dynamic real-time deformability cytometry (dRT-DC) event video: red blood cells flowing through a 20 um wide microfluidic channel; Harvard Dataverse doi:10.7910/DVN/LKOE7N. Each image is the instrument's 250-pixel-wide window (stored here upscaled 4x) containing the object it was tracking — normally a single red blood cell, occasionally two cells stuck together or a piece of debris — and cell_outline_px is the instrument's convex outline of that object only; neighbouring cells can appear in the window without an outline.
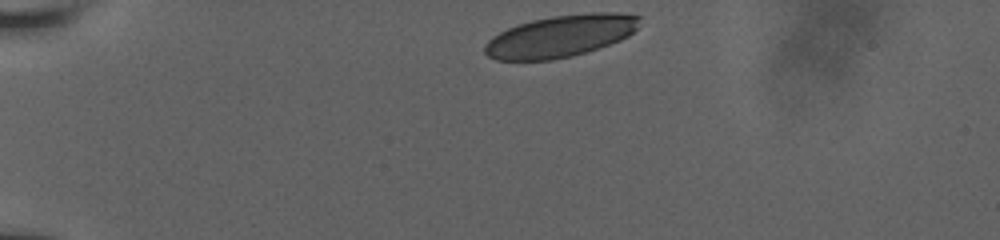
{"species": "human", "species_latin": "Homo sapiens", "temperature_condition": "room temperature", "stored_images_in_passage": 17, "camera_frame_rate_fps": 3000, "um_per_image_px": 0.085, "donor": {"sex": "male"}, "frame": {"image": 1, "passage_image": 1, "time_ms": 0.0, "image_size_px": [1000, 240], "cell_outline_px": [[640, 16], [636, 28], [628, 36], [620, 40], [572, 56], [552, 60], [496, 60], [488, 56], [484, 52], [484, 44], [492, 36], [508, 28], [532, 20], [552, 16], [592, 12], [616, 12]], "centroid_in_image_um": [47.61, 3.07], "position_along_channel_um": 37.4, "area_um2": 37.57}}
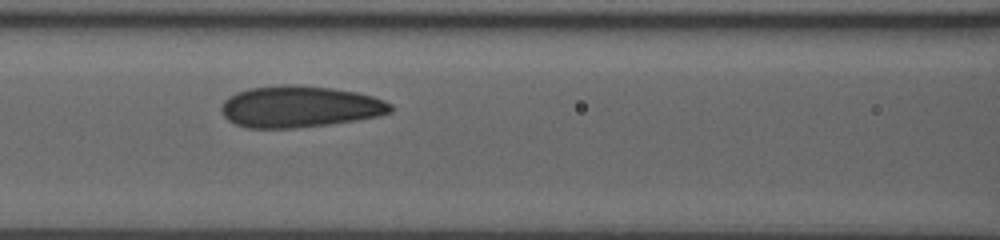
{"frame": {"image": 2, "passage_image": 12, "time_ms": 4.333, "image_size_px": [1000, 240], "cell_outline_px": [[392, 112], [376, 116], [356, 120], [328, 124], [292, 128], [248, 128], [236, 124], [228, 120], [224, 116], [220, 108], [224, 100], [228, 96], [236, 92], [248, 88], [280, 84], [296, 84], [332, 88], [356, 92], [372, 96], [384, 100], [392, 104]], "centroid_in_image_um": [25.44, 9.05], "position_along_channel_um": 141.2, "area_um2": 41.1}}
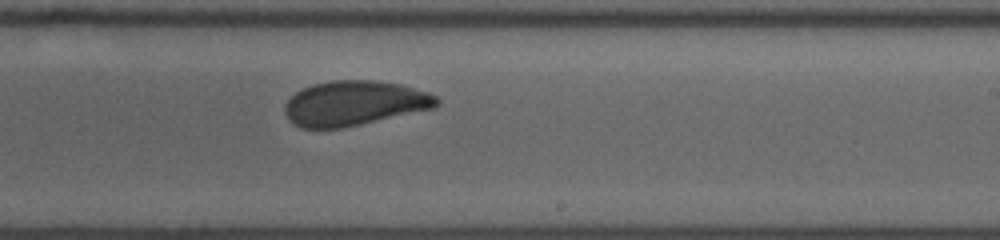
{"frame": {"image": 3, "passage_image": 17, "time_ms": 7.333, "image_size_px": [1000, 240], "cell_outline_px": [[440, 104], [432, 108], [340, 128], [300, 128], [292, 124], [288, 120], [284, 112], [284, 104], [296, 92], [304, 88], [316, 84], [332, 80], [376, 80], [400, 84], [428, 92], [436, 96], [440, 100]], "centroid_in_image_um": [30.08, 8.77], "position_along_channel_um": 258.9, "area_um2": 39.36}}